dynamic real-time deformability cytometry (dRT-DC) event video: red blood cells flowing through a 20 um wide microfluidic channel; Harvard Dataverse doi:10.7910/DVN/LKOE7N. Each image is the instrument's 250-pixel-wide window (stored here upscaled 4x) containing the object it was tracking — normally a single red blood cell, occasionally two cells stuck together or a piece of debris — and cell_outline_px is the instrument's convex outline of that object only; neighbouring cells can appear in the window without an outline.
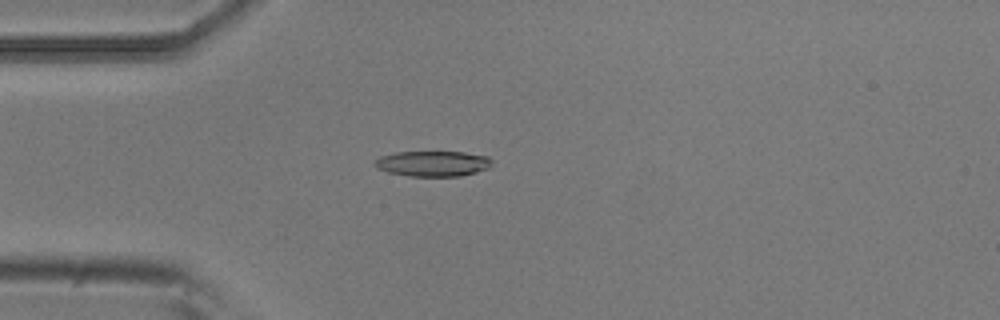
{"species": "common noctule bat (a hibernating species)", "species_latin": "Nyctalus noctula", "temperature_condition": "room temperature", "stored_images_in_passage": 6, "camera_frame_rate_fps": 3000, "um_per_image_px": 0.085, "animal": {"sex": "male", "body_mass_g": 20.5, "forearm_length_mm": 52.5}, "frame": {"image": 1, "passage_image": 4, "time_ms": 1.0, "image_size_px": [1000, 320], "cell_outline_px": [[492, 164], [488, 168], [476, 172], [460, 176], [408, 176], [388, 172], [376, 168], [372, 164], [380, 156], [396, 152], [464, 152], [488, 156], [492, 160]], "centroid_in_image_um": [36.78, 13.9], "position_along_channel_um": 48.2, "area_um2": 17.46}}
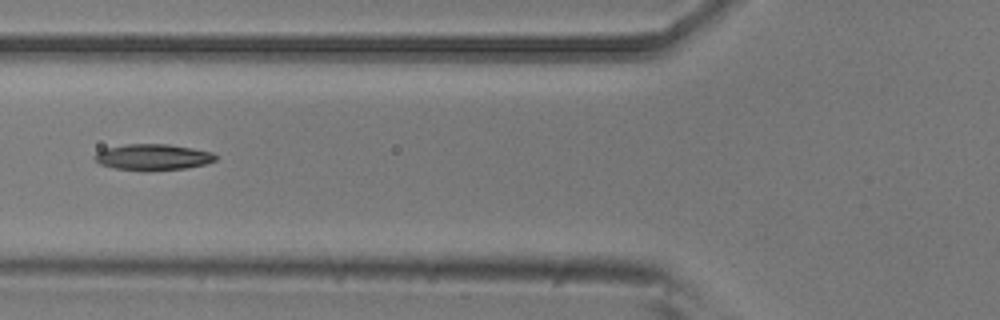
{"frame": {"image": 2, "passage_image": 6, "time_ms": 1.667, "image_size_px": [1000, 320], "cell_outline_px": [[216, 160], [204, 164], [184, 168], [144, 172], [112, 168], [100, 164], [92, 156], [96, 152], [104, 148], [128, 144], [168, 144], [192, 148], [212, 152], [216, 156]], "centroid_in_image_um": [12.94, 13.36], "position_along_channel_um": 112.9, "area_um2": 18.61}}